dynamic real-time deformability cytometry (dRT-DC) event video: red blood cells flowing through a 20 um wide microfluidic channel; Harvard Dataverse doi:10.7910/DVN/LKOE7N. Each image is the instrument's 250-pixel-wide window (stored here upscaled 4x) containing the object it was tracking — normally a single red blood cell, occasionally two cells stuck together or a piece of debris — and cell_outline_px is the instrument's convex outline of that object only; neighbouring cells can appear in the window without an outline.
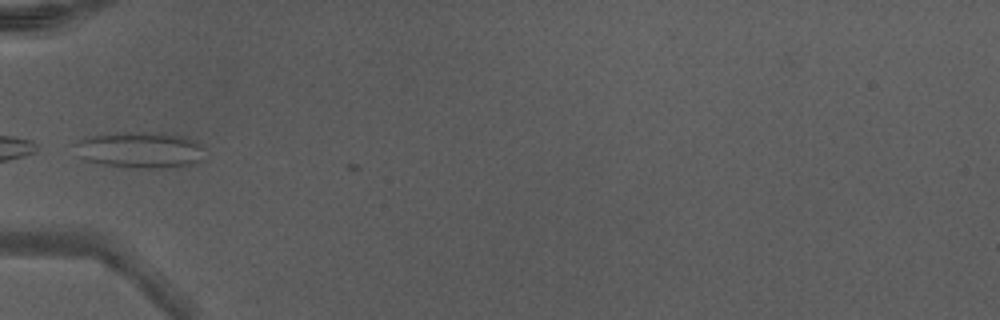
{"species": "Egyptian fruit bat (a non-hibernating species)", "species_latin": "Rousettus aegyptiacus", "temperature_condition": "warm", "stored_images_in_passage": 2, "camera_frame_rate_fps": 3000, "um_per_image_px": 0.085, "animal": {"sex": "male"}, "frame": {"image": 1, "passage_image": 1, "time_ms": 0.0, "image_size_px": [1000, 320], "cell_outline_px": [[204, 160], [196, 164], [176, 168], [144, 168], [104, 164], [84, 160], [80, 156], [72, 144], [84, 136], [124, 132], [160, 132], [184, 136], [200, 144], [204, 148]], "centroid_in_image_um": [11.95, 12.74], "position_along_channel_um": 73.1, "area_um2": 27.98}}